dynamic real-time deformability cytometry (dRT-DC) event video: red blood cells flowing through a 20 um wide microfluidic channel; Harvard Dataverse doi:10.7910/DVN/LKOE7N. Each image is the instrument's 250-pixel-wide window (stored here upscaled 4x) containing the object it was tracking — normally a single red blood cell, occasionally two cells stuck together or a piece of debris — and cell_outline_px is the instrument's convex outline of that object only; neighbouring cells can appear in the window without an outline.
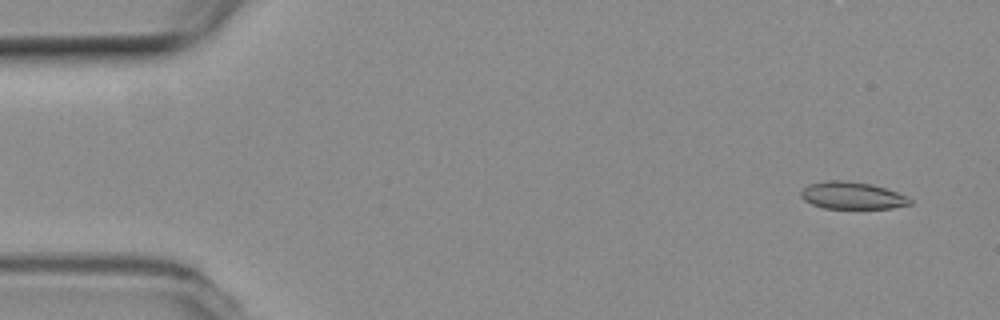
{"species": "common noctule bat (a hibernating species)", "species_latin": "Nyctalus noctula", "temperature_condition": "room temperature", "stored_images_in_passage": 54, "camera_frame_rate_fps": 3000, "um_per_image_px": 0.085, "animal": {"sex": "female", "body_mass_g": 19.3, "forearm_length_mm": 54.1}, "frame": {"image": 1, "passage_image": 3, "time_ms": 0.667, "image_size_px": [1000, 320], "cell_outline_px": [[912, 204], [892, 208], [824, 208], [812, 204], [804, 200], [800, 196], [800, 192], [808, 184], [828, 180], [848, 180], [868, 184], [884, 188], [908, 196], [912, 200]], "centroid_in_image_um": [72.42, 16.62], "position_along_channel_um": 12.6, "area_um2": 17.22}}
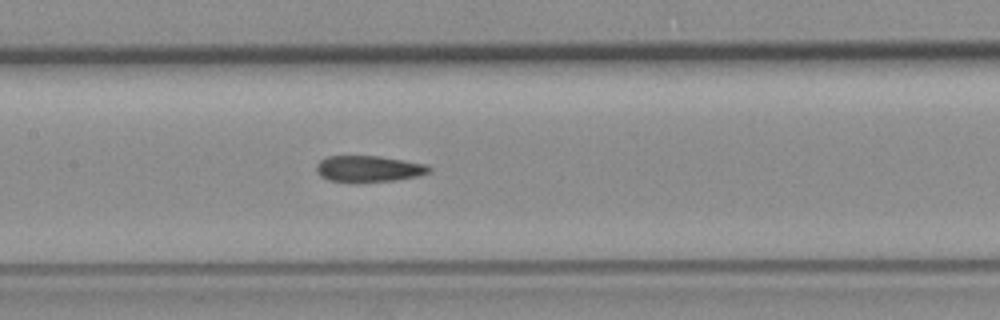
{"frame": {"image": 2, "passage_image": 25, "time_ms": 8.0, "image_size_px": [1000, 320], "cell_outline_px": [[432, 168], [428, 172], [416, 176], [396, 180], [356, 184], [352, 184], [328, 180], [320, 176], [316, 172], [316, 164], [320, 160], [328, 156], [380, 156], [428, 164]], "centroid_in_image_um": [31.29, 14.37], "position_along_channel_um": 176.1, "area_um2": 17.8}}
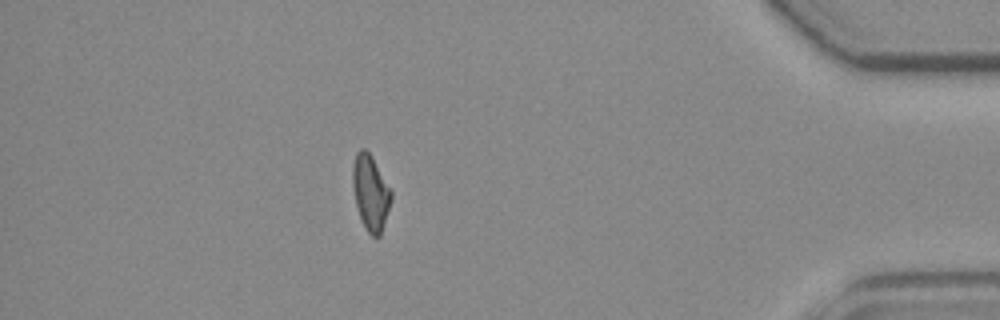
{"frame": {"image": 3, "passage_image": 47, "time_ms": 15.333, "image_size_px": [1000, 320], "cell_outline_px": [[392, 200], [380, 236], [372, 236], [364, 228], [356, 204], [352, 184], [352, 168], [356, 152], [360, 148], [364, 148], [372, 156], [392, 192]], "centroid_in_image_um": [31.49, 16.36], "position_along_channel_um": 403.7, "area_um2": 16.88}, "authors_computed_cell_mechanics": {"area_um2": 17.5134, "velocity_mm_per_s": 3.7938, "shape_relaxation_time_tau1_ms": null, "shape_relaxation_time_tau2_ms": 3.6232, "deformation_change_tau1": null, "deformation_change_tau2": 0.1081}}